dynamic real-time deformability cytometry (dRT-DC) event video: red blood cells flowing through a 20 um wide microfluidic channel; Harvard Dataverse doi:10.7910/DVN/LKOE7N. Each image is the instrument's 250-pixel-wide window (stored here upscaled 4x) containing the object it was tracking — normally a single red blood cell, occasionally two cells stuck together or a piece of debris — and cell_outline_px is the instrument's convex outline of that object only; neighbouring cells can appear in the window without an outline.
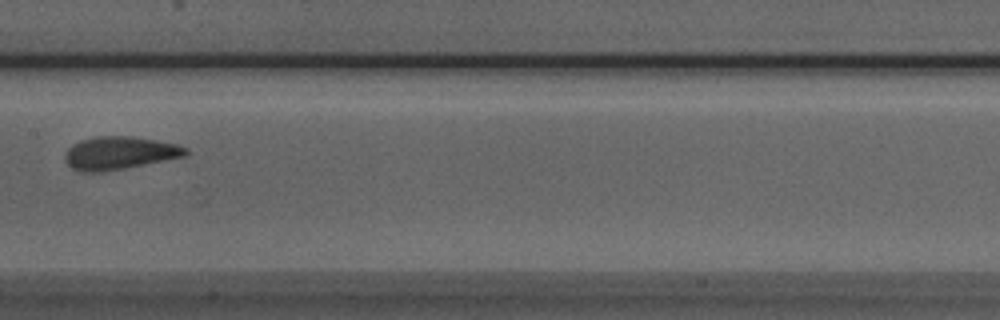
{"species": "Egyptian fruit bat (a non-hibernating species)", "species_latin": "Rousettus aegyptiacus", "temperature_condition": "room temperature", "stored_images_in_passage": 7, "camera_frame_rate_fps": 3000, "um_per_image_px": 0.085, "animal": {"sex": "male"}, "frame": {"image": 1, "passage_image": 6, "time_ms": 1.667, "image_size_px": [1000, 320], "cell_outline_px": [[188, 152], [184, 156], [104, 172], [80, 172], [72, 168], [64, 160], [64, 152], [72, 144], [80, 140], [100, 136], [132, 136], [176, 144], [188, 148]], "centroid_in_image_um": [10.09, 13.01], "position_along_channel_um": 197.3, "area_um2": 23.06}}
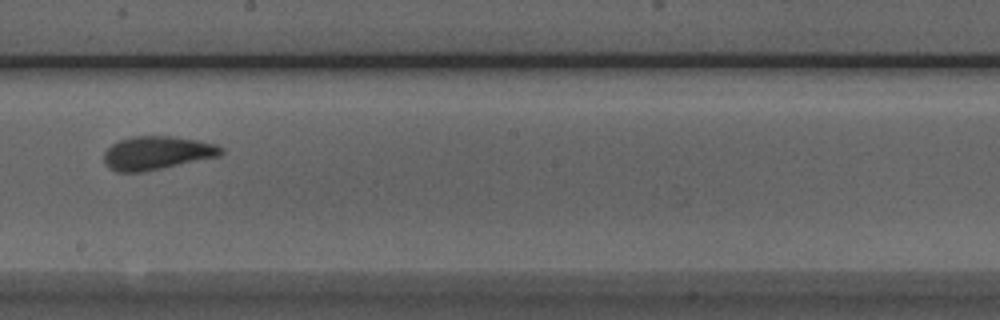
{"frame": {"image": 2, "passage_image": 7, "time_ms": 2.0, "image_size_px": [1000, 320], "cell_outline_px": [[224, 152], [220, 156], [144, 172], [116, 172], [108, 168], [104, 164], [104, 152], [112, 144], [120, 140], [132, 136], [172, 136], [196, 140], [216, 144], [224, 148]], "centroid_in_image_um": [13.33, 13.01], "position_along_channel_um": 234.9, "area_um2": 23.0}}